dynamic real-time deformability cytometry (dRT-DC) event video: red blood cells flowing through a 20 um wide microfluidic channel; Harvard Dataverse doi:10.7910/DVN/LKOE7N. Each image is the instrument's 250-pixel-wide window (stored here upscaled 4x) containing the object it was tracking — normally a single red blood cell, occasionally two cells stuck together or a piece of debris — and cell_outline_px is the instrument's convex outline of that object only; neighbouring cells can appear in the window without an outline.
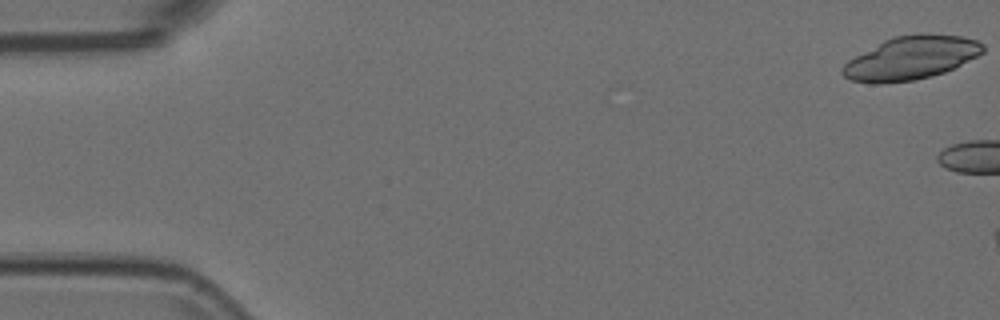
{"species": "Egyptian fruit bat (a non-hibernating species)", "species_latin": "Rousettus aegyptiacus", "temperature_condition": "room temperature", "stored_images_in_passage": 4, "camera_frame_rate_fps": 3000, "um_per_image_px": 0.085, "animal": {"sex": "female"}, "frame": {"image": 1, "passage_image": 1, "time_ms": 0.0, "image_size_px": [1000, 320], "cell_outline_px": [[984, 52], [944, 72], [932, 76], [916, 80], [880, 84], [872, 84], [852, 80], [844, 76], [840, 72], [840, 68], [848, 60], [884, 40], [892, 36], [928, 32], [964, 36], [976, 40], [984, 44]], "centroid_in_image_um": [77.42, 4.91], "position_along_channel_um": 7.6, "area_um2": 35.72}}